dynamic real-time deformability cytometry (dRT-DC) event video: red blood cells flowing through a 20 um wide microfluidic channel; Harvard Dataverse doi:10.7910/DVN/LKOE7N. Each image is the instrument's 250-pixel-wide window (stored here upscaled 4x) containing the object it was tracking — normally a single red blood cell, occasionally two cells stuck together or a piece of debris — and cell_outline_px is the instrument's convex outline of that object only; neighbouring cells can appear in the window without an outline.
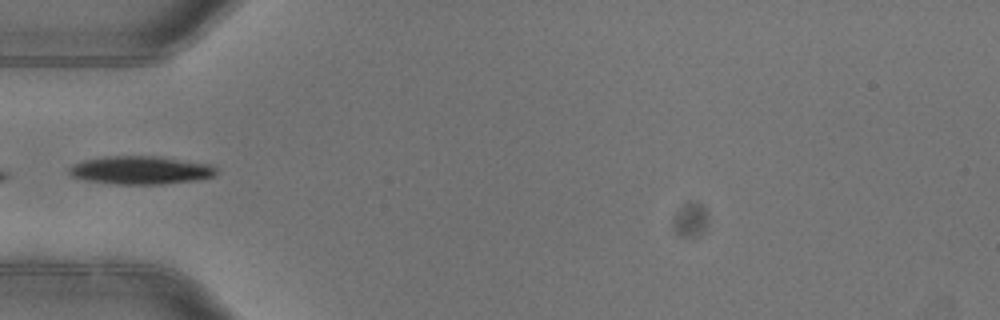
{"species": "common noctule bat (a hibernating species)", "species_latin": "Nyctalus noctula", "temperature_condition": "warm", "stored_images_in_passage": 6, "camera_frame_rate_fps": 3000, "um_per_image_px": 0.085, "animal": {"sex": "female"}, "frame": {"image": 1, "passage_image": 5, "time_ms": 1.333, "image_size_px": [1000, 320], "cell_outline_px": [[216, 172], [212, 176], [196, 180], [160, 184], [116, 184], [84, 180], [72, 176], [68, 172], [68, 168], [72, 164], [84, 160], [108, 156], [160, 156], [208, 164], [216, 168]], "centroid_in_image_um": [11.9, 14.46], "position_along_channel_um": 73.1, "area_um2": 24.04}}